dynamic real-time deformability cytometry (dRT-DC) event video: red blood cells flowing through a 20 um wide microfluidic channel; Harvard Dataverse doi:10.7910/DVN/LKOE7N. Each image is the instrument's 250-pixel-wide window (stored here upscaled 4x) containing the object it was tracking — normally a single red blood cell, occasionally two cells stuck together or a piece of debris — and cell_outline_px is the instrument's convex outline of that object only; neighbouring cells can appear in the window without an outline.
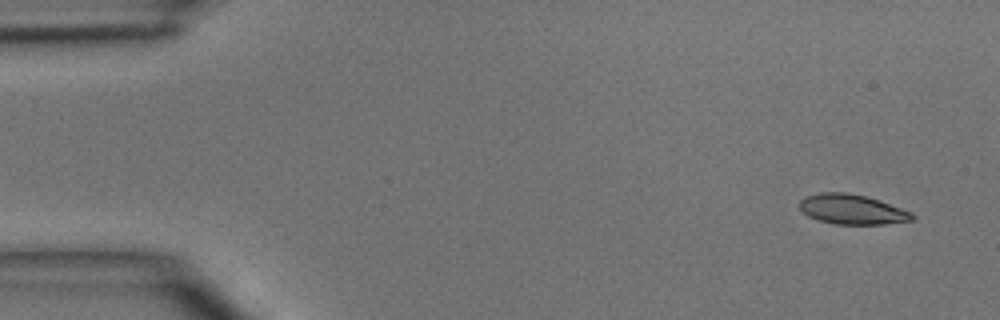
{"species": "common noctule bat (a hibernating species)", "species_latin": "Nyctalus noctula", "temperature_condition": "room temperature", "stored_images_in_passage": 5, "camera_frame_rate_fps": 3000, "um_per_image_px": 0.085, "animal": {"sex": "male", "body_mass_g": 15.6}, "frame": {"image": 1, "passage_image": 1, "time_ms": 0.0, "image_size_px": [1000, 320], "cell_outline_px": [[916, 216], [912, 220], [884, 224], [832, 224], [808, 216], [800, 208], [800, 200], [804, 196], [820, 192], [844, 192], [868, 196], [880, 200], [912, 212]], "centroid_in_image_um": [72.43, 17.78], "position_along_channel_um": 12.6, "area_um2": 19.71}}